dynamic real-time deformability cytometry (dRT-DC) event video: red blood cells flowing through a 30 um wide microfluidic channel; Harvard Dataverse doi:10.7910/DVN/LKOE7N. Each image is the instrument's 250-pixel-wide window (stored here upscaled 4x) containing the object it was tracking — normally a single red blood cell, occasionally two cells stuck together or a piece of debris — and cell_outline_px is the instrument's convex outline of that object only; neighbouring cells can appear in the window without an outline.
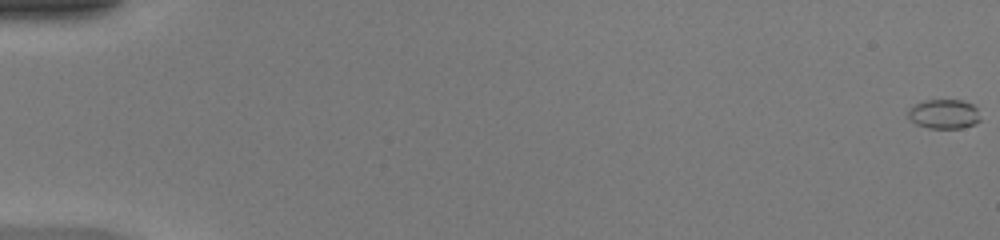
{"species": "common noctule bat (a hibernating species)", "species_latin": "Nyctalus noctula", "temperature_condition": "warm", "stored_images_in_passage": 51, "camera_frame_rate_fps": 3000, "um_per_image_px": 0.085, "animal": {"sex": "female", "body_mass_g": 20.0, "forearm_length_mm": 54.0}, "frame": {"image": 1, "passage_image": 1, "time_ms": 0.0, "image_size_px": [1000, 240], "cell_outline_px": [[980, 120], [976, 124], [960, 128], [928, 128], [916, 124], [908, 116], [908, 108], [924, 100], [960, 100], [972, 104], [976, 108]], "centroid_in_image_um": [80.23, 9.69], "position_along_channel_um": 4.8, "area_um2": 12.31}}
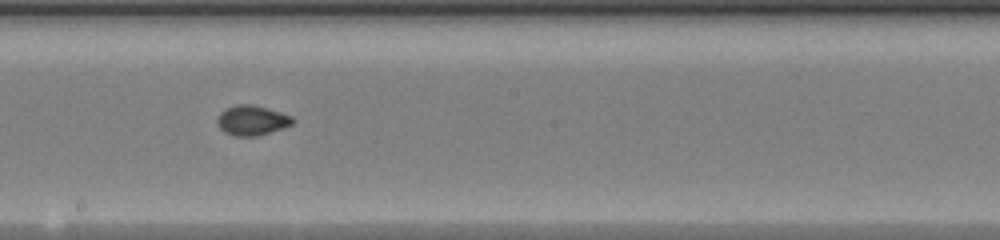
{"frame": {"image": 2, "passage_image": 30, "time_ms": 9.667, "image_size_px": [1000, 240], "cell_outline_px": [[296, 120], [292, 124], [256, 136], [236, 136], [224, 132], [216, 124], [216, 120], [220, 112], [236, 104], [252, 104], [280, 112], [292, 116]], "centroid_in_image_um": [21.39, 10.22], "position_along_channel_um": 226.8, "area_um2": 13.01}}
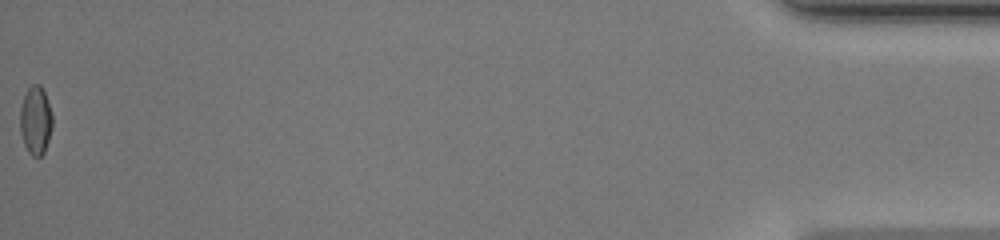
{"frame": {"image": 3, "passage_image": 51, "time_ms": 16.667, "image_size_px": [1000, 240], "cell_outline_px": [[52, 128], [44, 152], [40, 156], [32, 156], [28, 152], [24, 144], [20, 132], [20, 108], [24, 96], [28, 88], [32, 84], [40, 84], [44, 92], [52, 112]], "centroid_in_image_um": [3.02, 10.23], "position_along_channel_um": 432.2, "area_um2": 12.89}, "authors_computed_cell_mechanics": {"area_um2": 12.716, "velocity_mm_per_s": 4.2692, "shape_relaxation_time_tau1_ms": 6.0819, "shape_relaxation_time_tau2_ms": 0.6874, "deformation_change_tau1": 0.1982, "deformation_change_tau2": 0.0322}}